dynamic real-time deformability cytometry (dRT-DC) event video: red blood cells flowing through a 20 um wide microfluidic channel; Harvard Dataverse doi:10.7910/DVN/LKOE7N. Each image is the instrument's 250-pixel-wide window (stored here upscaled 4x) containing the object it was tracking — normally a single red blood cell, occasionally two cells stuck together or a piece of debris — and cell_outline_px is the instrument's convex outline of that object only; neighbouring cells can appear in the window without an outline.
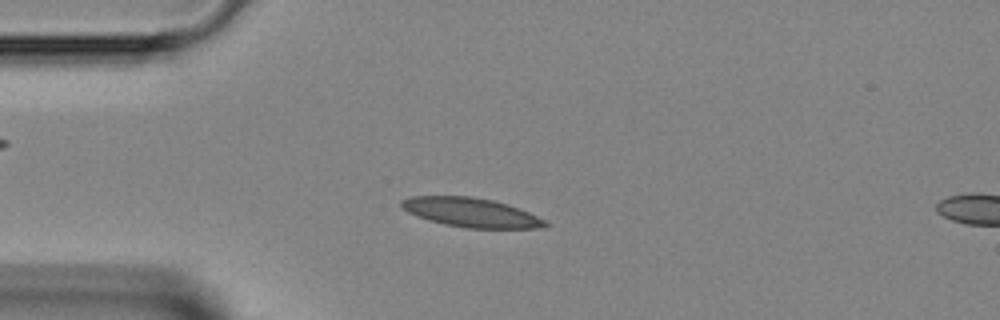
{"species": "Egyptian fruit bat (a non-hibernating species)", "species_latin": "Rousettus aegyptiacus", "temperature_condition": "room temperature", "stored_images_in_passage": 45, "segment_of_instrument_passage": [1, 2], "camera_frame_rate_fps": 3000, "um_per_image_px": 0.085, "animal": {"sex": "female"}, "frame": {"image": 1, "passage_image": 10, "time_ms": 3.0, "image_size_px": [1000, 320], "cell_outline_px": [[548, 224], [536, 228], [468, 228], [444, 224], [428, 220], [416, 216], [408, 212], [400, 204], [400, 200], [412, 196], [472, 196], [492, 200], [508, 204], [520, 208], [548, 220]], "centroid_in_image_um": [40.05, 18.05], "position_along_channel_um": 45.0, "area_um2": 24.51}}
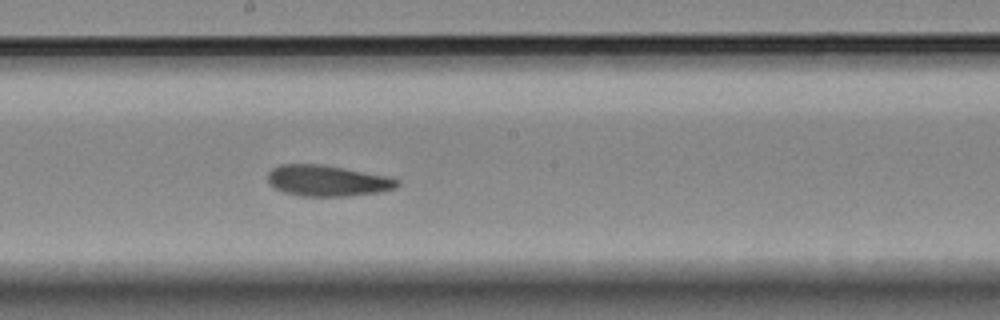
{"frame": {"image": 2, "passage_image": 23, "time_ms": 7.333, "image_size_px": [1000, 320], "cell_outline_px": [[400, 184], [396, 188], [380, 192], [348, 196], [300, 196], [284, 192], [268, 184], [268, 172], [272, 168], [280, 164], [320, 164], [388, 176], [400, 180]], "centroid_in_image_um": [27.83, 15.36], "position_along_channel_um": 220.4, "area_um2": 23.47}}
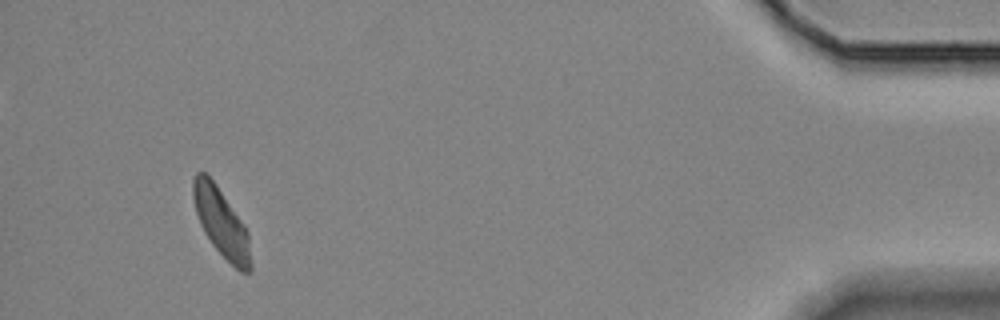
{"frame": {"image": 3, "passage_image": 41, "time_ms": 13.333, "image_size_px": [1000, 320], "cell_outline_px": [[252, 272], [240, 272], [212, 244], [204, 232], [200, 224], [196, 212], [192, 196], [192, 180], [196, 172], [204, 172], [216, 184], [244, 224], [248, 232], [252, 264]], "centroid_in_image_um": [18.82, 18.92], "position_along_channel_um": 416.4, "area_um2": 22.83}}